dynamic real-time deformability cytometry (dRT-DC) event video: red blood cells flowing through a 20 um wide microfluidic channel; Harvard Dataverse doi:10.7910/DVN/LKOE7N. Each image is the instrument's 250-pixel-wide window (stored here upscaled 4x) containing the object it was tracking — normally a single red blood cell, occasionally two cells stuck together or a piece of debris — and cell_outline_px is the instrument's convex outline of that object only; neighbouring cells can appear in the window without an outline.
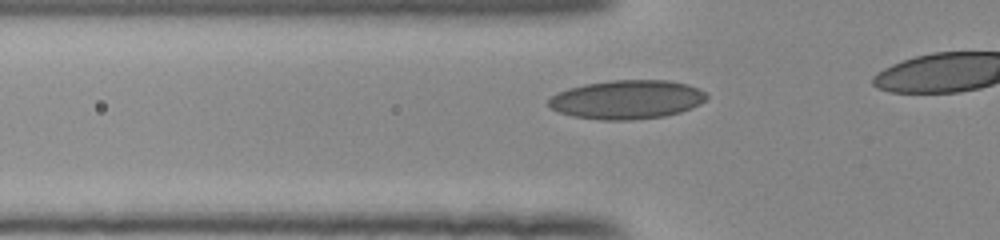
{"species": "human", "species_latin": "Homo sapiens", "temperature_condition": "room temperature", "stored_images_in_passage": 15, "camera_frame_rate_fps": 3000, "um_per_image_px": 0.085, "donor": {"sex": "female"}, "frame": {"image": 1, "passage_image": 9, "time_ms": 2.667, "image_size_px": [1000, 240], "cell_outline_px": [[708, 96], [700, 104], [692, 108], [680, 112], [664, 116], [632, 120], [600, 120], [572, 116], [548, 108], [548, 100], [556, 92], [568, 88], [584, 84], [612, 80], [668, 80], [688, 84], [700, 88]], "centroid_in_image_um": [53.27, 8.46], "position_along_channel_um": 72.5, "area_um2": 36.07}}
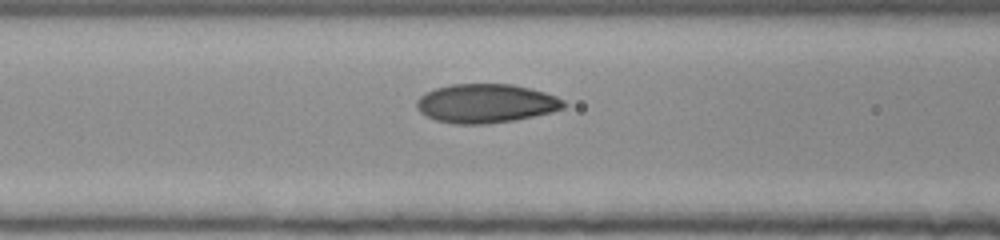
{"frame": {"image": 2, "passage_image": 13, "time_ms": 4.0, "image_size_px": [1000, 240], "cell_outline_px": [[568, 104], [564, 108], [552, 112], [516, 120], [484, 124], [456, 124], [436, 120], [420, 112], [416, 108], [416, 100], [420, 96], [436, 88], [452, 84], [512, 84], [544, 92], [556, 96], [564, 100]], "centroid_in_image_um": [41.32, 8.79], "position_along_channel_um": 125.3, "area_um2": 33.35}}